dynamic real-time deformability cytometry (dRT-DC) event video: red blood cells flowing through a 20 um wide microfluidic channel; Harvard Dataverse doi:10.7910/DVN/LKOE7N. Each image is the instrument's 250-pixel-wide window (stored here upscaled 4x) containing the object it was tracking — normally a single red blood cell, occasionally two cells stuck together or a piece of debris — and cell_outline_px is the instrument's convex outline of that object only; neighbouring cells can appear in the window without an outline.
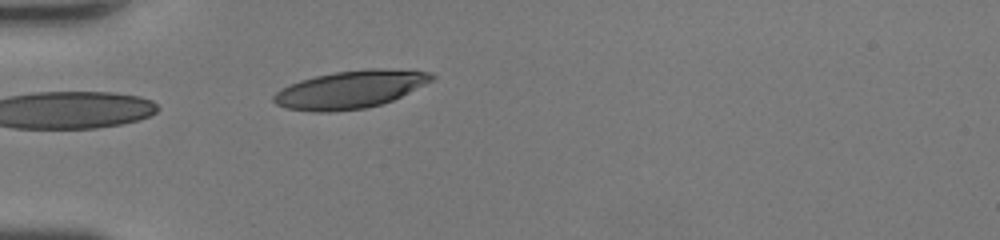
{"species": "human", "species_latin": "Homo sapiens", "temperature_condition": "room temperature", "stored_images_in_passage": 5, "camera_frame_rate_fps": 3000, "um_per_image_px": 0.085, "donor": {"sex": "female"}, "frame": {"image": 1, "passage_image": 1, "time_ms": 0.0, "image_size_px": [1000, 240], "cell_outline_px": [[436, 76], [432, 80], [392, 100], [380, 104], [364, 108], [332, 112], [312, 112], [284, 108], [276, 104], [272, 100], [272, 96], [280, 88], [288, 84], [300, 80], [316, 76], [336, 72], [368, 68], [380, 68], [432, 72]], "centroid_in_image_um": [29.71, 7.61], "position_along_channel_um": 55.3, "area_um2": 34.68}}
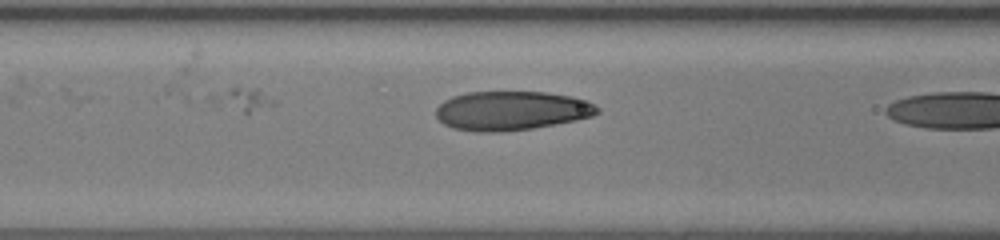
{"frame": {"image": 2, "passage_image": 4, "time_ms": 1.0, "image_size_px": [1000, 240], "cell_outline_px": [[600, 112], [592, 116], [576, 120], [556, 124], [532, 128], [500, 132], [476, 132], [452, 128], [444, 124], [436, 116], [436, 108], [444, 100], [452, 96], [468, 92], [544, 92], [572, 96], [588, 100], [600, 108]], "centroid_in_image_um": [43.48, 9.41], "position_along_channel_um": 123.1, "area_um2": 36.99}}